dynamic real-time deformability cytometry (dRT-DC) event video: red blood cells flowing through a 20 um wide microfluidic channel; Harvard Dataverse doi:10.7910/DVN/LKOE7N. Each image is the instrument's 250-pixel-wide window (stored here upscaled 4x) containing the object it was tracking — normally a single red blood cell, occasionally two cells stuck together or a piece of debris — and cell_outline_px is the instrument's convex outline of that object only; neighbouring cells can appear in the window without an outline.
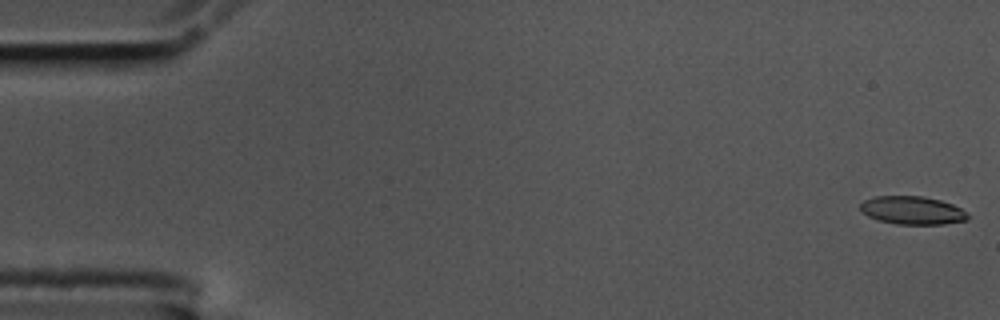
{"species": "common noctule bat (a hibernating species)", "species_latin": "Nyctalus noctula", "temperature_condition": "cold", "stored_images_in_passage": 58, "camera_frame_rate_fps": 3000, "um_per_image_px": 0.085, "animal": {"sex": "male", "body_mass_g": 17.5, "forearm_length_mm": 52.3}, "frame": {"image": 1, "passage_image": 1, "time_ms": 0.0, "image_size_px": [1000, 320], "cell_outline_px": [[968, 220], [944, 224], [896, 224], [876, 220], [868, 216], [860, 208], [860, 204], [864, 200], [876, 196], [920, 196], [940, 200], [952, 204], [960, 208], [968, 216]], "centroid_in_image_um": [77.53, 17.88], "position_along_channel_um": 7.5, "area_um2": 17.51}}
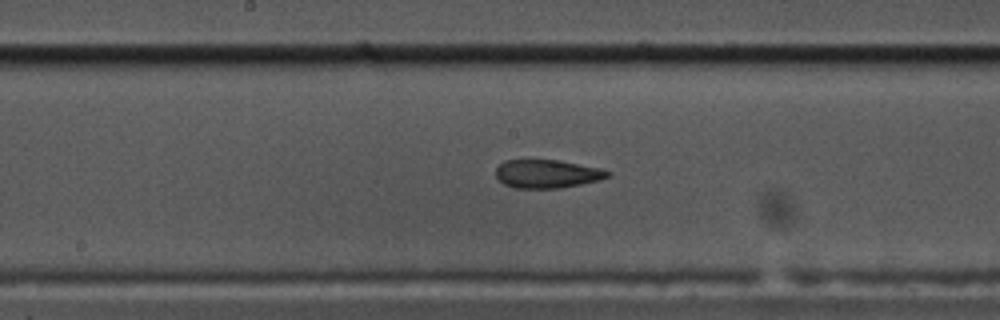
{"frame": {"image": 2, "passage_image": 30, "time_ms": 9.667, "image_size_px": [1000, 320], "cell_outline_px": [[612, 176], [600, 180], [560, 188], [516, 188], [504, 184], [496, 176], [496, 168], [504, 160], [556, 160], [600, 168], [612, 172]], "centroid_in_image_um": [46.53, 14.78], "position_along_channel_um": 201.7, "area_um2": 18.44}}
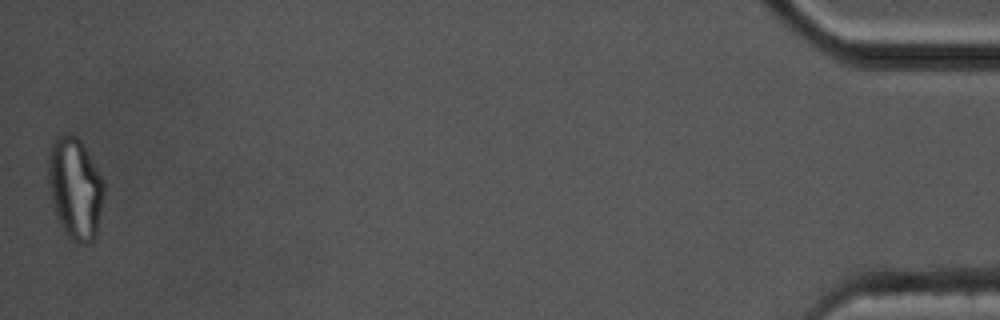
{"frame": {"image": 3, "passage_image": 58, "time_ms": 19.0, "image_size_px": [1000, 320], "cell_outline_px": [[104, 192], [96, 236], [88, 244], [76, 244], [64, 232], [56, 212], [52, 200], [48, 180], [48, 156], [52, 144], [56, 136], [68, 132], [76, 136], [80, 140], [100, 176], [104, 184]], "centroid_in_image_um": [6.37, 16.01], "position_along_channel_um": 428.8, "area_um2": 32.54}, "authors_computed_cell_mechanics": {"area_um2": 19.1607, "velocity_mm_per_s": 3.4454, "shape_relaxation_time_tau1_ms": null, "shape_relaxation_time_tau2_ms": 2.7822, "deformation_change_tau1": null, "deformation_change_tau2": 0.1049}}